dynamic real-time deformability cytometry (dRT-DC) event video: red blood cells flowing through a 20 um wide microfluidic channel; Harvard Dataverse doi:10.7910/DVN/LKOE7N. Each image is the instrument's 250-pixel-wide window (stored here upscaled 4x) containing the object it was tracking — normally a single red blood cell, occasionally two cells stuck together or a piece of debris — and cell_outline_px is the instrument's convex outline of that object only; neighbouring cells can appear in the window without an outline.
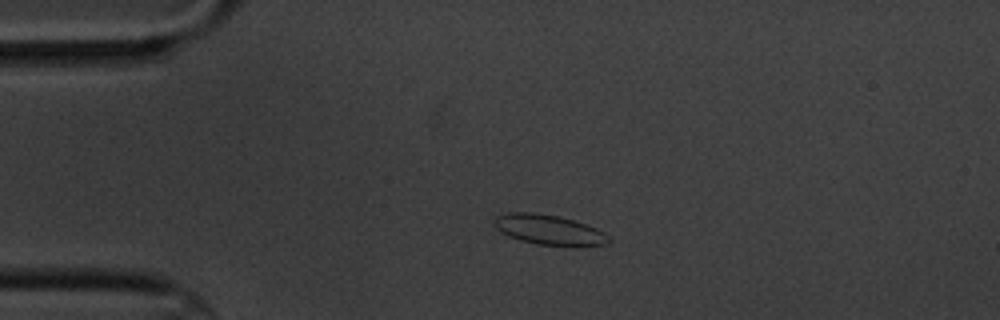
{"species": "common noctule bat (a hibernating species)", "species_latin": "Nyctalus noctula", "temperature_condition": "cold", "stored_images_in_passage": 5, "camera_frame_rate_fps": 3000, "um_per_image_px": 0.085, "animal": {"sex": "male", "body_mass_g": 20.1, "forearm_length_mm": 53.5}, "frame": {"image": 1, "passage_image": 4, "time_ms": 3.333, "image_size_px": [1000, 320], "cell_outline_px": [[612, 240], [608, 244], [576, 248], [536, 244], [520, 240], [508, 236], [500, 232], [496, 228], [496, 216], [508, 212], [532, 212], [560, 216], [596, 228], [608, 236]], "centroid_in_image_um": [46.71, 19.57], "position_along_channel_um": 38.3, "area_um2": 20.4}}